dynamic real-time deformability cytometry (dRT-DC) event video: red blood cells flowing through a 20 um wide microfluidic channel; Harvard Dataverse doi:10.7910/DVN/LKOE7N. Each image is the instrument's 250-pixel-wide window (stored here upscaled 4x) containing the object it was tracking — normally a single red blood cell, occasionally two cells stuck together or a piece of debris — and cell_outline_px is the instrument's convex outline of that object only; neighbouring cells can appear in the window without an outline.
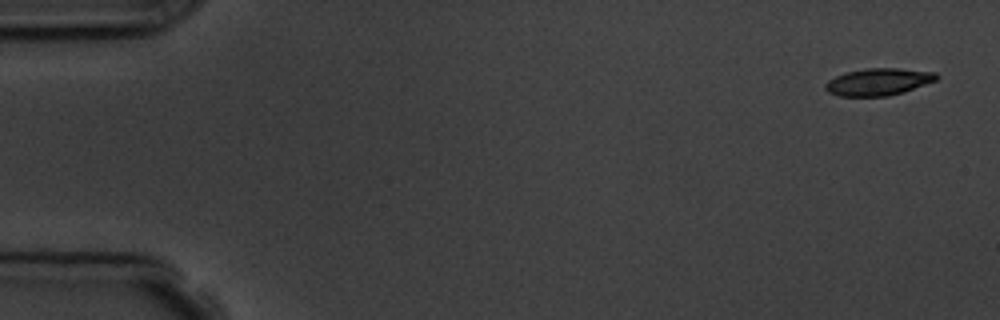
{"species": "common noctule bat (a hibernating species)", "species_latin": "Nyctalus noctula", "temperature_condition": "room temperature", "stored_images_in_passage": 11, "camera_frame_rate_fps": 3000, "um_per_image_px": 0.085, "animal": {"sex": "male", "body_mass_g": 19.5, "forearm_length_mm": 54.6}, "frame": {"image": 1, "passage_image": 1, "time_ms": 0.0, "image_size_px": [1000, 320], "cell_outline_px": [[940, 76], [936, 80], [904, 92], [888, 96], [840, 96], [828, 92], [824, 88], [824, 84], [828, 80], [836, 76], [848, 72], [868, 68], [896, 68], [936, 72]], "centroid_in_image_um": [74.67, 6.96], "position_along_channel_um": 10.3, "area_um2": 17.51}}
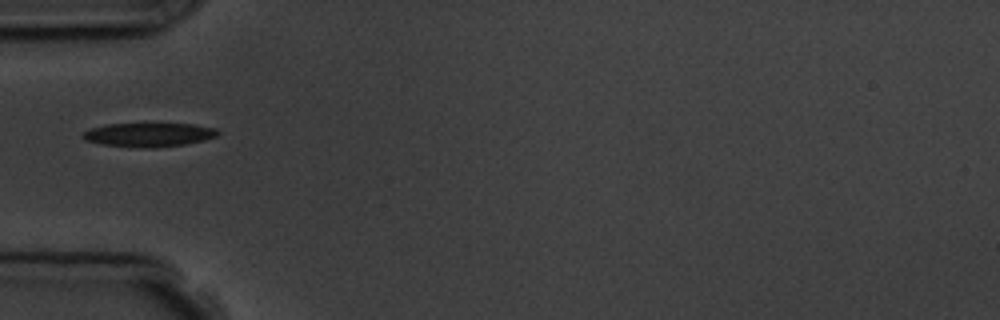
{"frame": {"image": 2, "passage_image": 5, "time_ms": 5.333, "image_size_px": [1000, 320], "cell_outline_px": [[220, 132], [216, 136], [204, 140], [184, 144], [152, 148], [144, 148], [104, 144], [84, 140], [80, 136], [84, 132], [92, 128], [104, 124], [196, 124], [216, 128]], "centroid_in_image_um": [12.66, 11.45], "position_along_channel_um": 72.3, "area_um2": 18.67}}
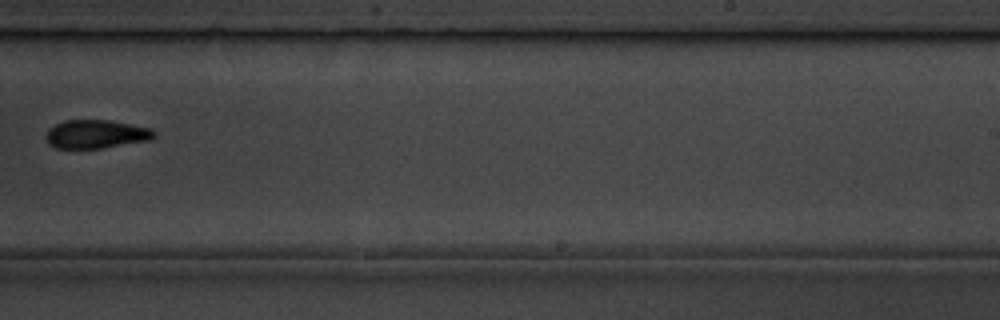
{"frame": {"image": 3, "passage_image": 10, "time_ms": 11.0, "image_size_px": [1000, 320], "cell_outline_px": [[156, 136], [148, 140], [100, 148], [56, 148], [48, 144], [48, 128], [64, 120], [108, 120], [152, 128], [156, 132]], "centroid_in_image_um": [8.18, 11.39], "position_along_channel_um": 280.8, "area_um2": 17.74}}